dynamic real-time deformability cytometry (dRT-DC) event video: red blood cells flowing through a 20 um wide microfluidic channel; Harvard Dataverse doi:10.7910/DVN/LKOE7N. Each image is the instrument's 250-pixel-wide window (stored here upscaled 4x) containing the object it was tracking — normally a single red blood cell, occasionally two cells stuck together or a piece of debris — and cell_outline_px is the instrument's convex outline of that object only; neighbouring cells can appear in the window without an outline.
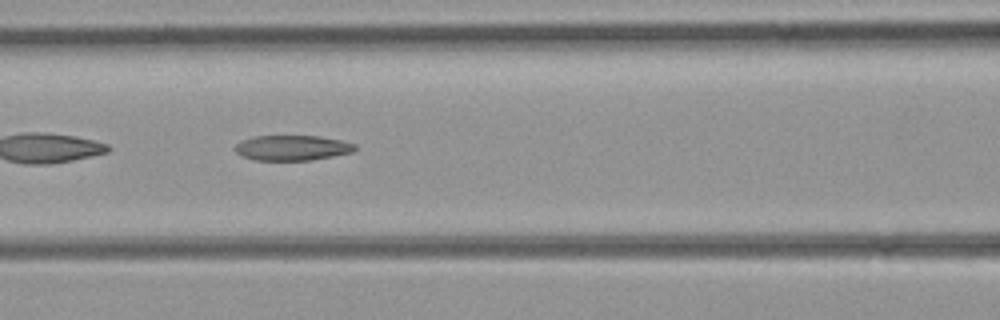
{"species": "common noctule bat (a hibernating species)", "species_latin": "Nyctalus noctula", "temperature_condition": "room temperature", "stored_images_in_passage": 42, "camera_frame_rate_fps": 3000, "um_per_image_px": 0.085, "animal": {"sex": "female", "body_mass_g": 21.9}, "frame": {"image": 1, "passage_image": 13, "time_ms": 4.0, "image_size_px": [1000, 320], "cell_outline_px": [[356, 148], [352, 152], [312, 160], [256, 160], [244, 156], [236, 152], [236, 144], [240, 140], [252, 136], [320, 136], [340, 140], [356, 144]], "centroid_in_image_um": [24.84, 12.56], "position_along_channel_um": 141.8, "area_um2": 17.51}}
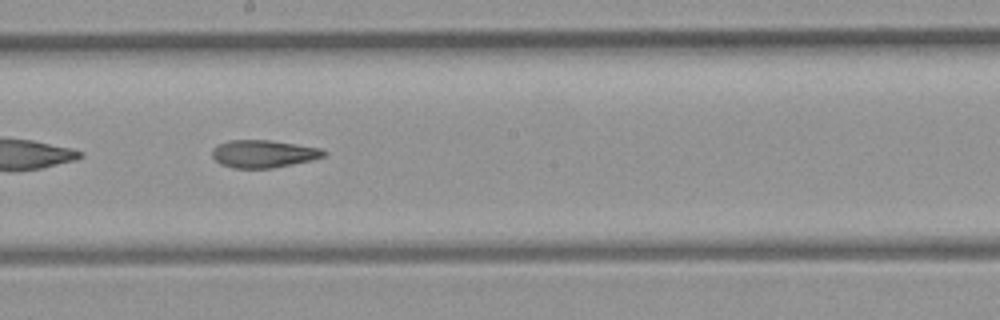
{"frame": {"image": 2, "passage_image": 19, "time_ms": 6.0, "image_size_px": [1000, 320], "cell_outline_px": [[328, 152], [324, 156], [292, 164], [272, 168], [232, 168], [220, 164], [212, 156], [212, 148], [228, 140], [268, 140], [296, 144], [320, 148]], "centroid_in_image_um": [22.36, 13.07], "position_along_channel_um": 225.8, "area_um2": 17.8}}